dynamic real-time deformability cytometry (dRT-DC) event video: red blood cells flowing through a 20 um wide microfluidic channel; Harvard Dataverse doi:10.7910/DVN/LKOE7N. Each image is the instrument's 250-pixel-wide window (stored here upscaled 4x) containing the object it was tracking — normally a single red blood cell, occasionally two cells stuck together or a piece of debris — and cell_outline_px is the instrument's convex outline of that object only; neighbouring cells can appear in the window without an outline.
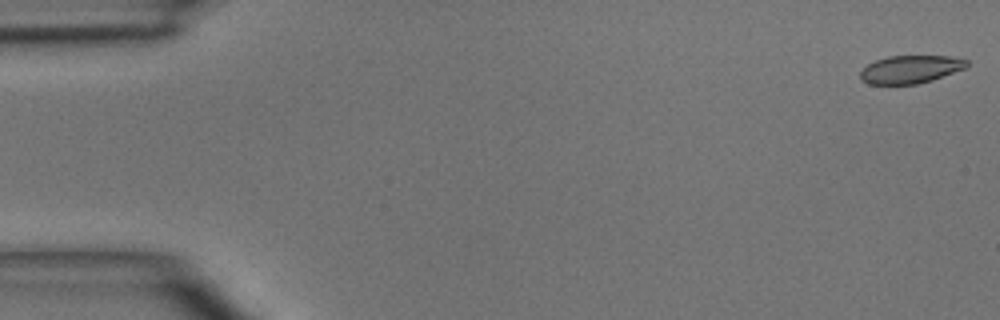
{"species": "common noctule bat (a hibernating species)", "species_latin": "Nyctalus noctula", "temperature_condition": "room temperature", "stored_images_in_passage": 5, "camera_frame_rate_fps": 3000, "um_per_image_px": 0.085, "animal": {"sex": "male", "body_mass_g": 15.6}, "frame": {"image": 1, "passage_image": 1, "time_ms": 0.0, "image_size_px": [1000, 320], "cell_outline_px": [[968, 64], [964, 68], [932, 80], [916, 84], [868, 84], [860, 80], [860, 72], [868, 64], [876, 60], [888, 56], [948, 56], [968, 60]], "centroid_in_image_um": [77.35, 5.89], "position_along_channel_um": 7.6, "area_um2": 17.17}}
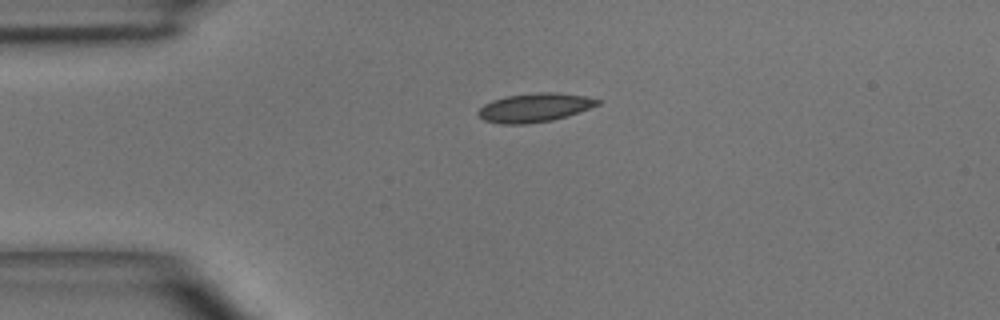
{"frame": {"image": 2, "passage_image": 4, "time_ms": 3.333, "image_size_px": [1000, 320], "cell_outline_px": [[600, 104], [552, 120], [524, 124], [500, 124], [484, 120], [476, 112], [484, 104], [492, 100], [504, 96], [536, 92], [556, 92], [584, 96], [600, 100]], "centroid_in_image_um": [45.38, 9.13], "position_along_channel_um": 39.6, "area_um2": 19.83}}